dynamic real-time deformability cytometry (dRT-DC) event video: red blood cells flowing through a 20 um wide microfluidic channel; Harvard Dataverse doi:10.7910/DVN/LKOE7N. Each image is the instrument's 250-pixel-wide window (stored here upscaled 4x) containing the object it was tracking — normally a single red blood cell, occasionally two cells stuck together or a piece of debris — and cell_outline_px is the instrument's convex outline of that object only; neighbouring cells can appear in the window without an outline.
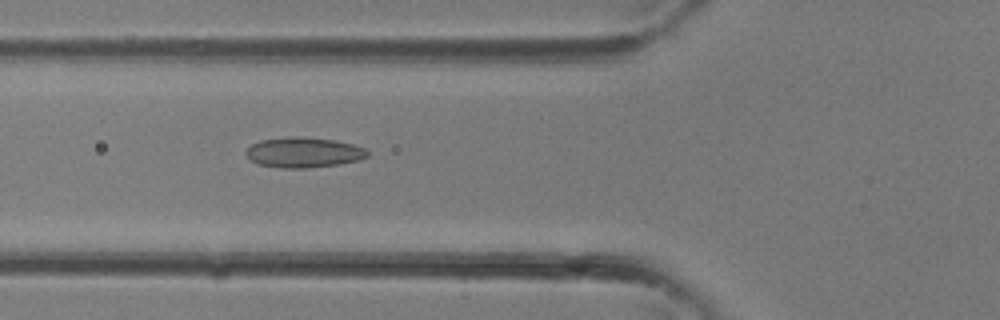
{"species": "common noctule bat (a hibernating species)", "species_latin": "Nyctalus noctula", "temperature_condition": "room temperature", "stored_images_in_passage": 13, "camera_frame_rate_fps": 3000, "um_per_image_px": 0.085, "animal": {"sex": "female"}, "frame": {"image": 1, "passage_image": 13, "time_ms": 4.0, "image_size_px": [1000, 320], "cell_outline_px": [[368, 156], [360, 160], [336, 164], [308, 168], [280, 168], [256, 164], [248, 160], [244, 152], [252, 144], [260, 140], [336, 140], [352, 144], [364, 148], [368, 152]], "centroid_in_image_um": [25.79, 13.03], "position_along_channel_um": 100.0, "area_um2": 20.4}}